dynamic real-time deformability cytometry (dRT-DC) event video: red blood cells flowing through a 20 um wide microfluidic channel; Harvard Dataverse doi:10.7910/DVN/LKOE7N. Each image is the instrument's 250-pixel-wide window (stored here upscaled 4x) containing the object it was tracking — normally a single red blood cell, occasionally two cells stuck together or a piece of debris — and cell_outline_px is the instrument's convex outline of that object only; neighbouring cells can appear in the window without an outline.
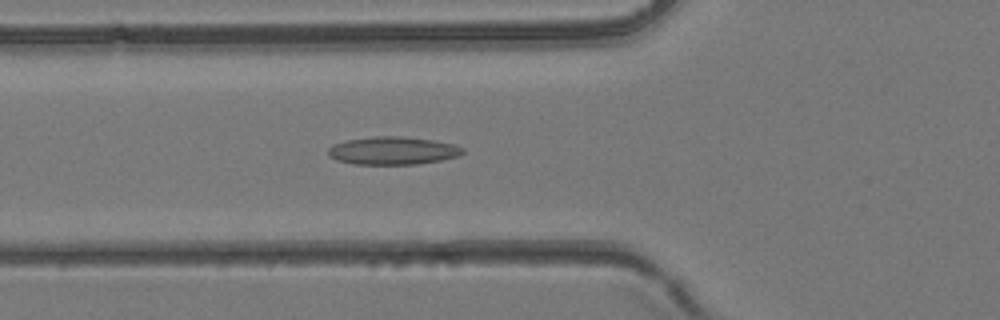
{"species": "common noctule bat (a hibernating species)", "species_latin": "Nyctalus noctula", "temperature_condition": "room temperature", "stored_images_in_passage": 32, "camera_frame_rate_fps": 3000, "um_per_image_px": 0.085, "animal": {"sex": "female", "body_mass_g": 24.6, "forearm_length_mm": 56.2}, "frame": {"image": 1, "passage_image": 16, "time_ms": 5.0, "image_size_px": [1000, 320], "cell_outline_px": [[464, 152], [460, 156], [440, 160], [416, 164], [352, 164], [336, 160], [328, 156], [328, 148], [332, 144], [348, 140], [376, 136], [400, 136], [432, 140], [456, 144], [464, 148]], "centroid_in_image_um": [33.39, 12.81], "position_along_channel_um": 92.4, "area_um2": 21.96}}
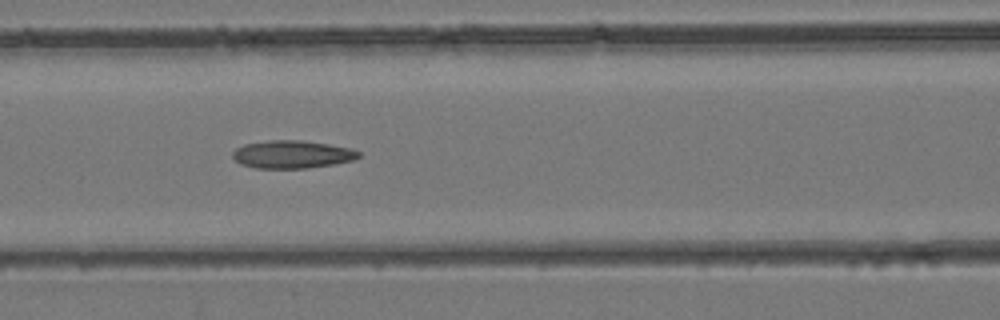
{"frame": {"image": 2, "passage_image": 19, "time_ms": 6.0, "image_size_px": [1000, 320], "cell_outline_px": [[360, 156], [356, 160], [336, 164], [308, 168], [256, 168], [240, 164], [232, 156], [232, 152], [236, 148], [244, 144], [268, 140], [300, 140], [328, 144], [352, 148], [360, 152]], "centroid_in_image_um": [24.86, 13.12], "position_along_channel_um": 141.7, "area_um2": 20.63}}
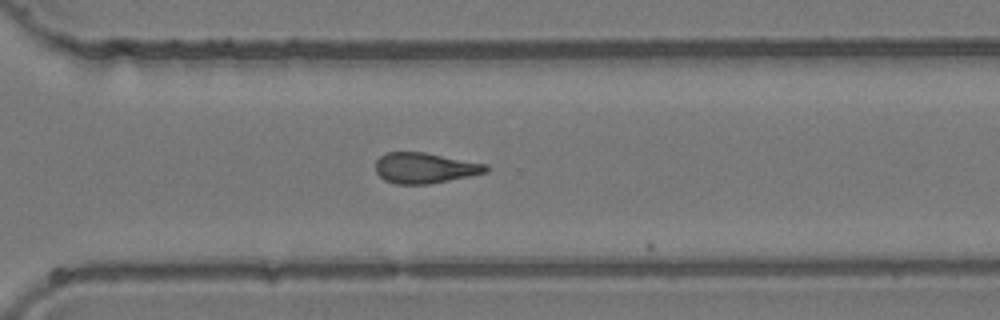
{"frame": {"image": 3, "passage_image": 31, "time_ms": 10.0, "image_size_px": [1000, 320], "cell_outline_px": [[488, 172], [428, 184], [396, 184], [384, 180], [376, 172], [376, 160], [384, 152], [424, 152], [488, 164]], "centroid_in_image_um": [36.09, 14.27], "position_along_channel_um": 334.5, "area_um2": 19.65}}